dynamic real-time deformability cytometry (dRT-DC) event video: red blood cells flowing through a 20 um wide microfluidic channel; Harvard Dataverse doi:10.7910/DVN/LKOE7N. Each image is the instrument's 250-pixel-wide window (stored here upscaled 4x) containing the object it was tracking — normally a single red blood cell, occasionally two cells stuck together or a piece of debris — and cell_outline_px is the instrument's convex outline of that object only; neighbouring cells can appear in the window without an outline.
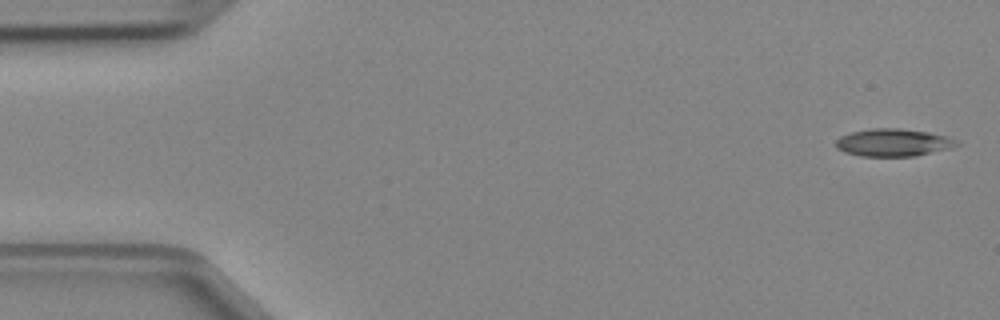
{"species": "Egyptian fruit bat (a non-hibernating species)", "species_latin": "Rousettus aegyptiacus", "temperature_condition": "cold", "stored_images_in_passage": 46, "camera_frame_rate_fps": 3000, "um_per_image_px": 0.085, "animal": {"sex": "female"}, "frame": {"image": 1, "passage_image": 1, "time_ms": 0.0, "image_size_px": [1000, 320], "cell_outline_px": [[960, 144], [952, 148], [916, 156], [860, 156], [844, 152], [836, 148], [836, 140], [840, 136], [852, 132], [872, 128], [900, 128], [928, 132], [960, 140]], "centroid_in_image_um": [75.95, 12.12], "position_along_channel_um": 9.1, "area_um2": 19.54}}
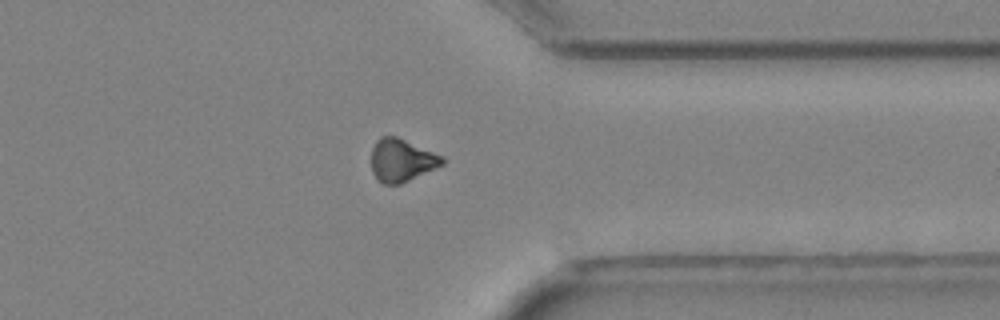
{"frame": {"image": 2, "passage_image": 36, "time_ms": 11.667, "image_size_px": [1000, 320], "cell_outline_px": [[448, 160], [444, 164], [400, 184], [384, 184], [372, 172], [372, 148], [376, 140], [380, 136], [396, 136], [444, 156]], "centroid_in_image_um": [34.17, 13.6], "position_along_channel_um": 377.2, "area_um2": 17.63}}
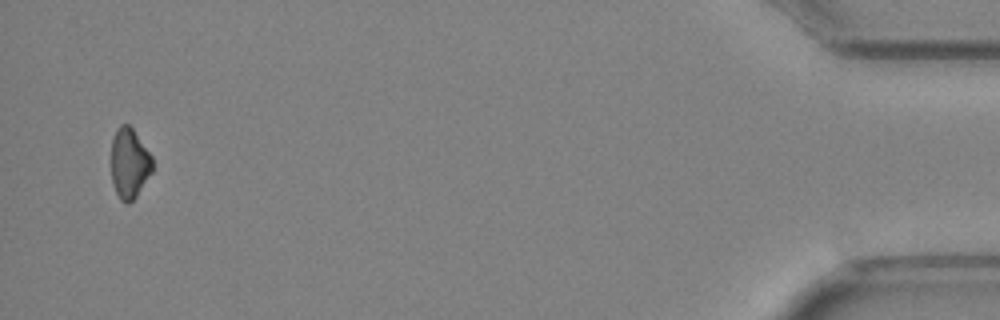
{"frame": {"image": 3, "passage_image": 45, "time_ms": 14.667, "image_size_px": [1000, 320], "cell_outline_px": [[152, 172], [136, 196], [128, 204], [120, 200], [112, 184], [112, 140], [116, 128], [120, 124], [128, 124], [132, 128], [152, 156]], "centroid_in_image_um": [10.99, 13.88], "position_along_channel_um": 424.2, "area_um2": 16.76}}